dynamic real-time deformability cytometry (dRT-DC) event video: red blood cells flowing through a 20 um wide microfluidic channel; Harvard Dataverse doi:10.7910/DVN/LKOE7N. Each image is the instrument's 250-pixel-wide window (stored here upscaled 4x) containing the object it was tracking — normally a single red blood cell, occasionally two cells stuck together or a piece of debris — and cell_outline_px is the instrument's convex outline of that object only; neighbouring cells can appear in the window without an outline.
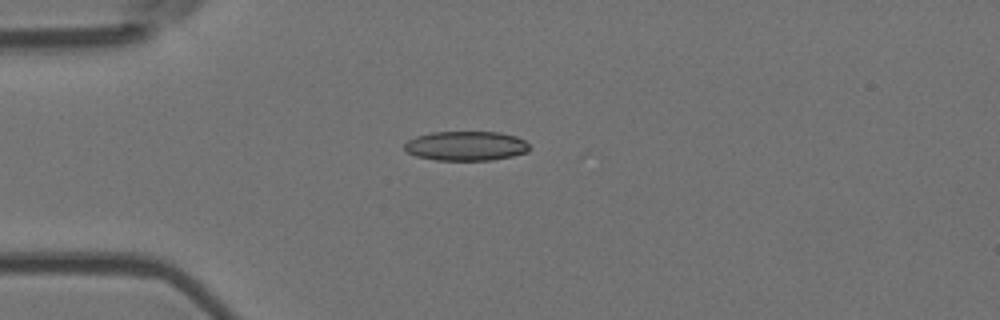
{"species": "Egyptian fruit bat (a non-hibernating species)", "species_latin": "Rousettus aegyptiacus", "temperature_condition": "room temperature", "stored_images_in_passage": 6, "camera_frame_rate_fps": 3000, "um_per_image_px": 0.085, "animal": {"sex": "female"}, "frame": {"image": 1, "passage_image": 3, "time_ms": 0.667, "image_size_px": [1000, 320], "cell_outline_px": [[532, 148], [528, 152], [512, 156], [492, 160], [436, 160], [416, 156], [408, 152], [404, 148], [404, 144], [408, 140], [416, 136], [432, 132], [500, 132], [516, 136], [524, 140]], "centroid_in_image_um": [39.64, 12.4], "position_along_channel_um": 45.4, "area_um2": 21.56}}
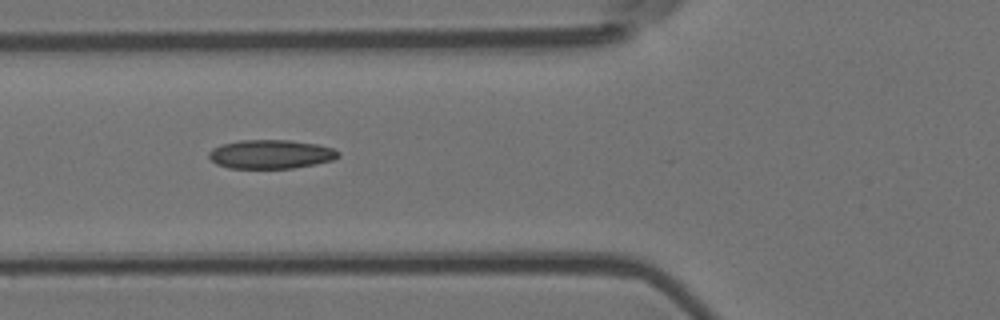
{"frame": {"image": 2, "passage_image": 5, "time_ms": 1.333, "image_size_px": [1000, 320], "cell_outline_px": [[340, 156], [332, 160], [316, 164], [292, 168], [228, 168], [216, 164], [208, 156], [208, 152], [212, 148], [220, 144], [240, 140], [292, 140], [316, 144], [332, 148], [340, 152]], "centroid_in_image_um": [23.0, 13.1], "position_along_channel_um": 102.8, "area_um2": 21.91}}